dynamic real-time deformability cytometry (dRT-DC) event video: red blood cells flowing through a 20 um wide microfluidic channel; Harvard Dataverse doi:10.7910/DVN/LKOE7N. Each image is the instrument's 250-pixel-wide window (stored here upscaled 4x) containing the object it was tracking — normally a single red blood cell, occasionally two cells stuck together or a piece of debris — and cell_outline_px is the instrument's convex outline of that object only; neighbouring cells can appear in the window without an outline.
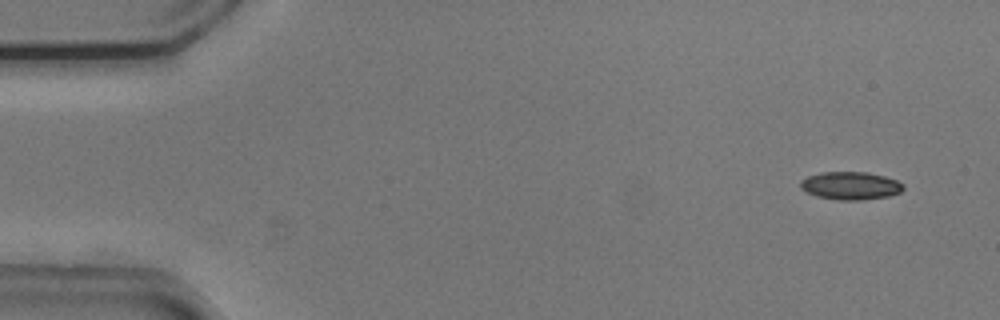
{"species": "common noctule bat (a hibernating species)", "species_latin": "Nyctalus noctula", "temperature_condition": "cold", "stored_images_in_passage": 40, "camera_frame_rate_fps": 3000, "um_per_image_px": 0.085, "animal": {"sex": "male", "body_mass_g": 20.5, "forearm_length_mm": 52.5}, "frame": {"image": 1, "passage_image": 1, "time_ms": 0.0, "image_size_px": [1000, 320], "cell_outline_px": [[904, 188], [900, 192], [888, 196], [860, 200], [840, 200], [816, 196], [800, 188], [800, 180], [808, 176], [820, 172], [868, 172], [884, 176], [896, 180], [904, 184]], "centroid_in_image_um": [72.29, 15.77], "position_along_channel_um": 12.7, "area_um2": 16.7}}
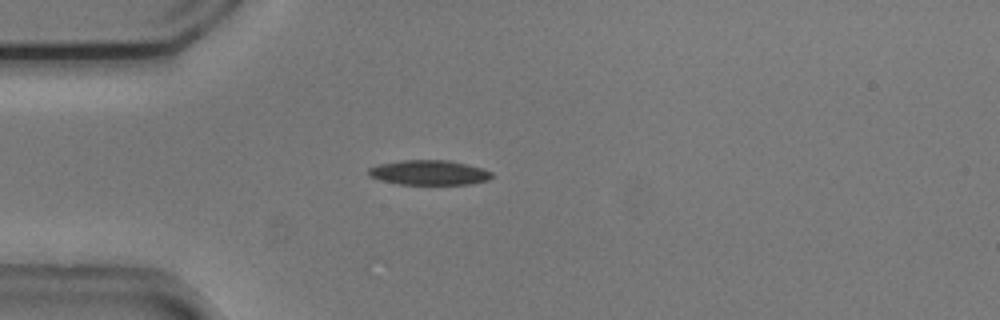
{"frame": {"image": 2, "passage_image": 12, "time_ms": 3.667, "image_size_px": [1000, 320], "cell_outline_px": [[492, 176], [488, 180], [472, 184], [400, 184], [380, 180], [368, 176], [368, 168], [380, 164], [400, 160], [448, 160], [480, 168], [492, 172]], "centroid_in_image_um": [36.44, 14.67], "position_along_channel_um": 48.6, "area_um2": 17.69}, "authors_computed_cell_mechanics": {"area_um2": 17.918, "velocity_mm_per_s": 3.7443, "shape_relaxation_time_tau1_ms": 3.8372, "shape_relaxation_time_tau2_ms": null, "deformation_change_tau1": 0.1198, "deformation_change_tau2": null}}